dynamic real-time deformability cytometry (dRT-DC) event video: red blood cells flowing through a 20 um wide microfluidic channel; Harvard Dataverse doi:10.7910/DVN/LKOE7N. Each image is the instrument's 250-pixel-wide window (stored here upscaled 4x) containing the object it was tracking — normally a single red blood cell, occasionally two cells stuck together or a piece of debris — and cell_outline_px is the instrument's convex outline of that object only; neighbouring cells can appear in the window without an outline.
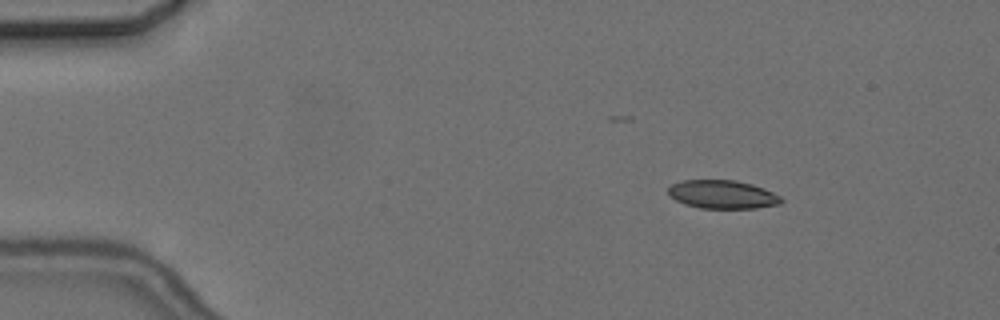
{"species": "common noctule bat (a hibernating species)", "species_latin": "Nyctalus noctula", "temperature_condition": "cold", "stored_images_in_passage": 6, "camera_frame_rate_fps": 3000, "um_per_image_px": 0.085, "animal": {"sex": "female", "body_mass_g": 24.6, "forearm_length_mm": 56.2}, "frame": {"image": 1, "passage_image": 1, "time_ms": 0.0, "image_size_px": [1000, 320], "cell_outline_px": [[784, 200], [780, 204], [756, 208], [700, 208], [684, 204], [668, 196], [668, 188], [672, 184], [684, 180], [736, 180], [752, 184], [764, 188], [780, 196]], "centroid_in_image_um": [61.41, 16.53], "position_along_channel_um": 23.6, "area_um2": 18.79}}
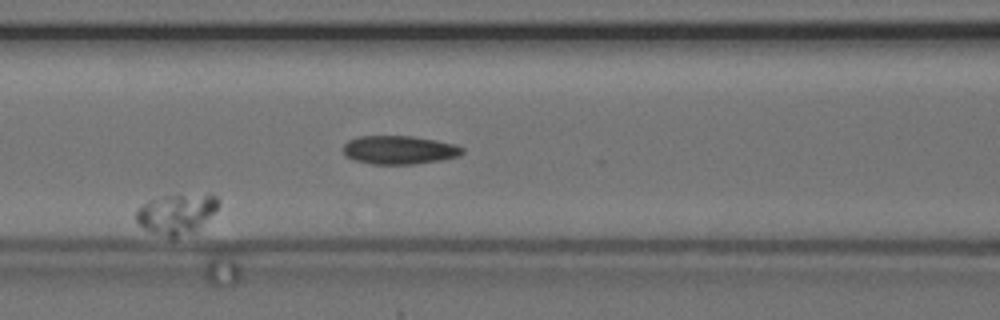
{"frame": {"image": 2, "passage_image": 4, "time_ms": 5.333, "image_size_px": [1000, 320], "cell_outline_px": [[220, 204], [192, 232], [176, 236], [168, 236], [152, 232], [144, 228], [136, 220], [136, 208], [148, 200], [164, 196], [212, 192], [220, 200]], "centroid_in_image_um": [14.99, 18.1], "position_along_channel_um": 151.6, "area_um2": 18.9}}
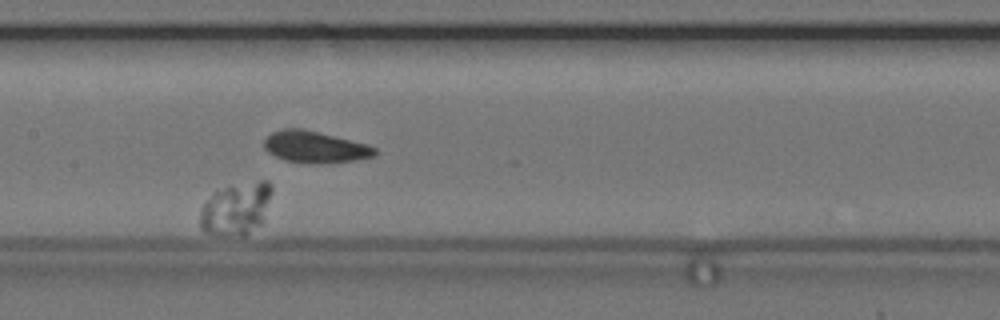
{"frame": {"image": 3, "passage_image": 5, "time_ms": 6.667, "image_size_px": [1000, 320], "cell_outline_px": [[272, 192], [260, 224], [244, 236], [240, 236], [204, 232], [200, 228], [200, 208], [216, 192], [224, 188], [260, 180], [268, 180], [272, 188]], "centroid_in_image_um": [20.06, 17.75], "position_along_channel_um": 187.3, "area_um2": 21.27}}